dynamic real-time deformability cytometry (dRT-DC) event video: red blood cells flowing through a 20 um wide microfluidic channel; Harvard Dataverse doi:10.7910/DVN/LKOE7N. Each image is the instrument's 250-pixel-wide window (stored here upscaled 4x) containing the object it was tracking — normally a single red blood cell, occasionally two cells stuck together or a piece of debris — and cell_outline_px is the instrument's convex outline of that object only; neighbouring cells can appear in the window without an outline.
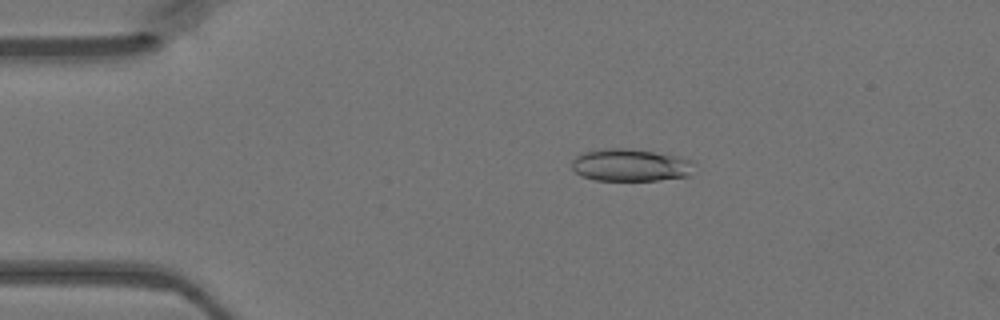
{"species": "Egyptian fruit bat (a non-hibernating species)", "species_latin": "Rousettus aegyptiacus", "temperature_condition": "warm", "stored_images_in_passage": 46, "camera_frame_rate_fps": 3000, "um_per_image_px": 0.085, "animal": {"sex": "female"}, "frame": {"image": 1, "passage_image": 8, "time_ms": 2.333, "image_size_px": [1000, 320], "cell_outline_px": [[692, 164], [688, 176], [656, 180], [596, 180], [580, 176], [572, 168], [572, 160], [576, 156], [584, 152], [604, 148], [624, 148], [652, 152], [676, 156], [692, 160]], "centroid_in_image_um": [53.52, 14.03], "position_along_channel_um": 31.5, "area_um2": 22.77}}
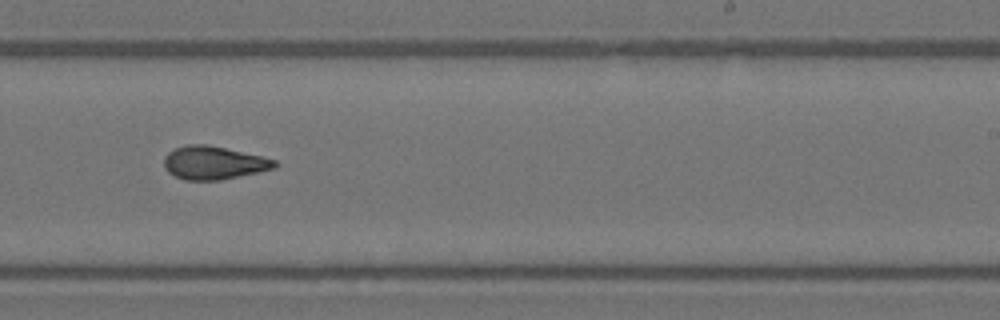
{"frame": {"image": 2, "passage_image": 28, "time_ms": 9.0, "image_size_px": [1000, 320], "cell_outline_px": [[276, 168], [220, 180], [184, 180], [168, 172], [164, 168], [164, 156], [168, 152], [176, 148], [188, 144], [208, 144], [260, 156], [276, 160]], "centroid_in_image_um": [18.13, 13.83], "position_along_channel_um": 270.9, "area_um2": 21.27}}
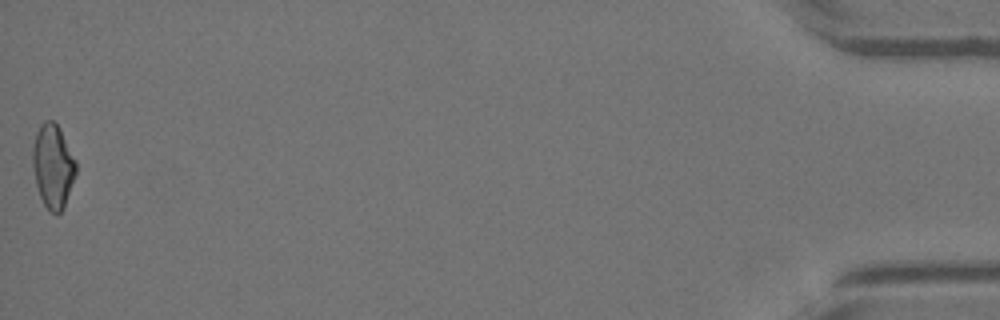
{"frame": {"image": 3, "passage_image": 46, "time_ms": 15.0, "image_size_px": [1000, 320], "cell_outline_px": [[76, 172], [64, 208], [56, 216], [48, 212], [40, 196], [36, 184], [32, 164], [32, 148], [36, 132], [40, 124], [44, 120], [52, 120], [60, 128], [76, 160]], "centroid_in_image_um": [4.49, 14.13], "position_along_channel_um": 430.7, "area_um2": 21.39}}